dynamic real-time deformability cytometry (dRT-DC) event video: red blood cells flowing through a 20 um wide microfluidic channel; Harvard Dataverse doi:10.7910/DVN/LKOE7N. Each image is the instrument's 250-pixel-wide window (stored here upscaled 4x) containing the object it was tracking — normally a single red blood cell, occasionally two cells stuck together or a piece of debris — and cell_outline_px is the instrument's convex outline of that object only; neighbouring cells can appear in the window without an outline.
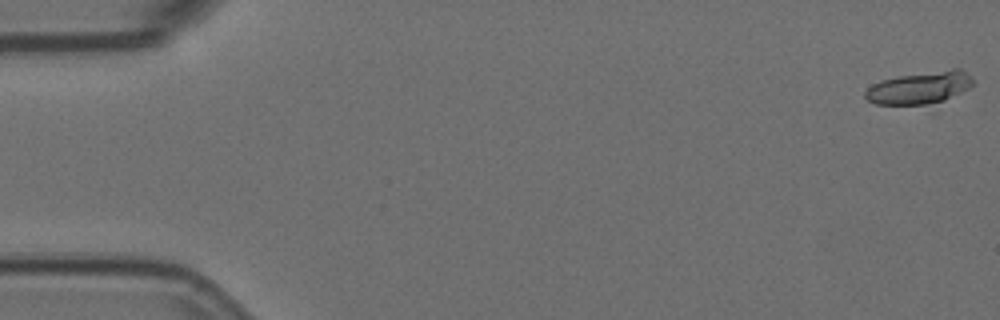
{"species": "Egyptian fruit bat (a non-hibernating species)", "species_latin": "Rousettus aegyptiacus", "temperature_condition": "room temperature", "stored_images_in_passage": 15, "camera_frame_rate_fps": 3000, "um_per_image_px": 0.085, "animal": {"sex": "female"}, "frame": {"image": 1, "passage_image": 1, "time_ms": 0.0, "image_size_px": [1000, 320], "cell_outline_px": [[972, 84], [968, 88], [944, 100], [924, 104], [876, 104], [868, 100], [864, 96], [864, 92], [872, 84], [880, 80], [900, 76], [952, 68], [960, 68], [972, 76]], "centroid_in_image_um": [78.15, 7.44], "position_along_channel_um": 6.8, "area_um2": 20.0}}